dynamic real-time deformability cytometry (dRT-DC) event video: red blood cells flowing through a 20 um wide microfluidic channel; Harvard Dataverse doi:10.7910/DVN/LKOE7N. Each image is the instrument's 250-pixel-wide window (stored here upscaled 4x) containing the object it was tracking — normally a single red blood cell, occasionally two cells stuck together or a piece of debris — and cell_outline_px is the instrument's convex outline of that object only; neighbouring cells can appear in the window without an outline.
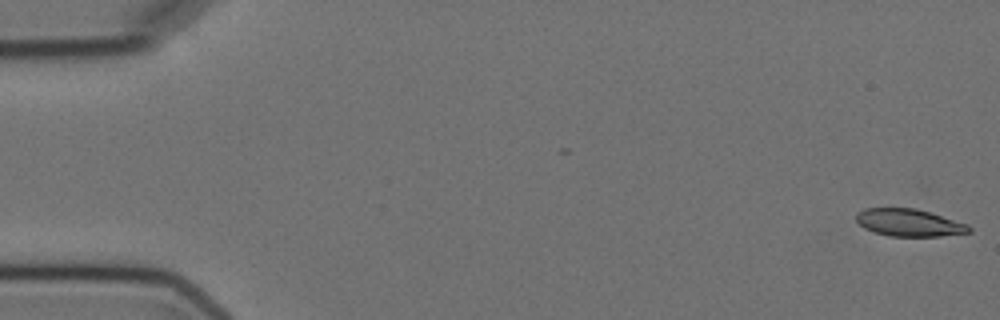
{"species": "Egyptian fruit bat (a non-hibernating species)", "species_latin": "Rousettus aegyptiacus", "temperature_condition": "cold", "stored_images_in_passage": 5, "camera_frame_rate_fps": 3000, "um_per_image_px": 0.085, "animal": {"sex": "female"}, "frame": {"image": 1, "passage_image": 1, "time_ms": 0.0, "image_size_px": [1000, 320], "cell_outline_px": [[972, 232], [940, 236], [888, 236], [864, 228], [856, 220], [856, 212], [864, 208], [916, 208], [968, 224], [972, 228]], "centroid_in_image_um": [77.27, 18.92], "position_along_channel_um": 7.7, "area_um2": 17.98}}
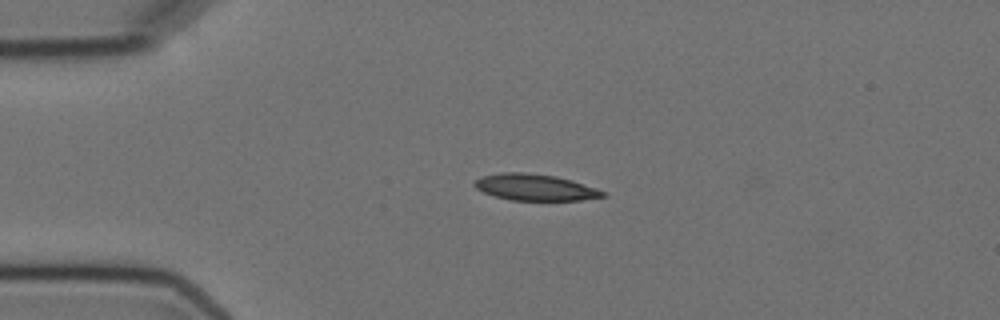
{"frame": {"image": 2, "passage_image": 3, "time_ms": 4.0, "image_size_px": [1000, 320], "cell_outline_px": [[604, 196], [580, 200], [512, 200], [496, 196], [484, 192], [476, 188], [472, 184], [476, 180], [484, 176], [504, 172], [524, 172], [556, 176], [572, 180], [596, 188], [604, 192]], "centroid_in_image_um": [45.47, 15.91], "position_along_channel_um": 39.5, "area_um2": 19.42}}
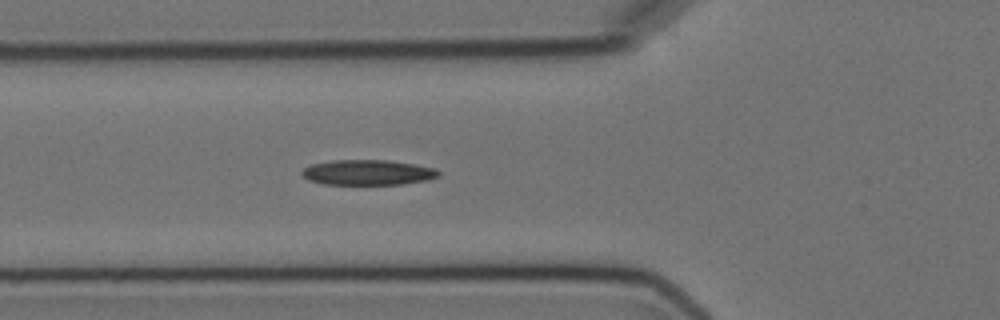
{"frame": {"image": 3, "passage_image": 5, "time_ms": 6.333, "image_size_px": [1000, 320], "cell_outline_px": [[440, 176], [428, 180], [404, 184], [324, 184], [308, 180], [300, 172], [304, 168], [312, 164], [332, 160], [388, 160], [436, 168], [440, 172]], "centroid_in_image_um": [31.28, 14.66], "position_along_channel_um": 94.5, "area_um2": 20.11}}